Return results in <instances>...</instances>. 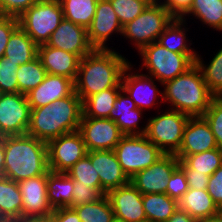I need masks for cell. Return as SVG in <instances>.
Masks as SVG:
<instances>
[{
  "label": "cell",
  "instance_id": "cell-1",
  "mask_svg": "<svg viewBox=\"0 0 222 222\" xmlns=\"http://www.w3.org/2000/svg\"><path fill=\"white\" fill-rule=\"evenodd\" d=\"M114 49H95L80 59L75 93L84 101L108 88H122L121 80L128 59Z\"/></svg>",
  "mask_w": 222,
  "mask_h": 222
},
{
  "label": "cell",
  "instance_id": "cell-2",
  "mask_svg": "<svg viewBox=\"0 0 222 222\" xmlns=\"http://www.w3.org/2000/svg\"><path fill=\"white\" fill-rule=\"evenodd\" d=\"M83 116V101L74 92L50 105L31 109L26 134L48 143L61 135L79 130Z\"/></svg>",
  "mask_w": 222,
  "mask_h": 222
},
{
  "label": "cell",
  "instance_id": "cell-3",
  "mask_svg": "<svg viewBox=\"0 0 222 222\" xmlns=\"http://www.w3.org/2000/svg\"><path fill=\"white\" fill-rule=\"evenodd\" d=\"M5 177L15 182L46 175L48 166L47 143L28 134L4 136Z\"/></svg>",
  "mask_w": 222,
  "mask_h": 222
},
{
  "label": "cell",
  "instance_id": "cell-4",
  "mask_svg": "<svg viewBox=\"0 0 222 222\" xmlns=\"http://www.w3.org/2000/svg\"><path fill=\"white\" fill-rule=\"evenodd\" d=\"M162 85V102H169L170 110L190 117L203 116L215 97L196 63L183 74Z\"/></svg>",
  "mask_w": 222,
  "mask_h": 222
},
{
  "label": "cell",
  "instance_id": "cell-5",
  "mask_svg": "<svg viewBox=\"0 0 222 222\" xmlns=\"http://www.w3.org/2000/svg\"><path fill=\"white\" fill-rule=\"evenodd\" d=\"M142 69H147L152 76L163 83L176 78L191 68L196 61L197 55H185L169 51L157 41L145 46L140 52Z\"/></svg>",
  "mask_w": 222,
  "mask_h": 222
},
{
  "label": "cell",
  "instance_id": "cell-6",
  "mask_svg": "<svg viewBox=\"0 0 222 222\" xmlns=\"http://www.w3.org/2000/svg\"><path fill=\"white\" fill-rule=\"evenodd\" d=\"M160 1L150 3L139 16L123 26L122 36L126 40L128 38L138 52L158 41L159 36L174 19Z\"/></svg>",
  "mask_w": 222,
  "mask_h": 222
},
{
  "label": "cell",
  "instance_id": "cell-7",
  "mask_svg": "<svg viewBox=\"0 0 222 222\" xmlns=\"http://www.w3.org/2000/svg\"><path fill=\"white\" fill-rule=\"evenodd\" d=\"M64 19L59 0H39L19 17V26L39 46L46 44Z\"/></svg>",
  "mask_w": 222,
  "mask_h": 222
},
{
  "label": "cell",
  "instance_id": "cell-8",
  "mask_svg": "<svg viewBox=\"0 0 222 222\" xmlns=\"http://www.w3.org/2000/svg\"><path fill=\"white\" fill-rule=\"evenodd\" d=\"M114 152L129 179L153 165L164 155L144 134L124 135L114 148Z\"/></svg>",
  "mask_w": 222,
  "mask_h": 222
},
{
  "label": "cell",
  "instance_id": "cell-9",
  "mask_svg": "<svg viewBox=\"0 0 222 222\" xmlns=\"http://www.w3.org/2000/svg\"><path fill=\"white\" fill-rule=\"evenodd\" d=\"M161 113V114H160ZM147 119L144 135L164 154H176L181 146L183 131L189 115L170 110Z\"/></svg>",
  "mask_w": 222,
  "mask_h": 222
},
{
  "label": "cell",
  "instance_id": "cell-10",
  "mask_svg": "<svg viewBox=\"0 0 222 222\" xmlns=\"http://www.w3.org/2000/svg\"><path fill=\"white\" fill-rule=\"evenodd\" d=\"M87 148L79 131L61 135L47 143L48 166L53 172L65 173L87 155Z\"/></svg>",
  "mask_w": 222,
  "mask_h": 222
},
{
  "label": "cell",
  "instance_id": "cell-11",
  "mask_svg": "<svg viewBox=\"0 0 222 222\" xmlns=\"http://www.w3.org/2000/svg\"><path fill=\"white\" fill-rule=\"evenodd\" d=\"M30 113L31 108L26 95L0 93V138L26 134Z\"/></svg>",
  "mask_w": 222,
  "mask_h": 222
},
{
  "label": "cell",
  "instance_id": "cell-12",
  "mask_svg": "<svg viewBox=\"0 0 222 222\" xmlns=\"http://www.w3.org/2000/svg\"><path fill=\"white\" fill-rule=\"evenodd\" d=\"M22 195V220L46 221L54 211L47 197V174L18 182Z\"/></svg>",
  "mask_w": 222,
  "mask_h": 222
},
{
  "label": "cell",
  "instance_id": "cell-13",
  "mask_svg": "<svg viewBox=\"0 0 222 222\" xmlns=\"http://www.w3.org/2000/svg\"><path fill=\"white\" fill-rule=\"evenodd\" d=\"M78 131L88 151L114 150L124 136L109 118L82 117Z\"/></svg>",
  "mask_w": 222,
  "mask_h": 222
},
{
  "label": "cell",
  "instance_id": "cell-14",
  "mask_svg": "<svg viewBox=\"0 0 222 222\" xmlns=\"http://www.w3.org/2000/svg\"><path fill=\"white\" fill-rule=\"evenodd\" d=\"M179 166V159L174 154H164L153 165L130 178L131 184L143 195L166 193L168 179Z\"/></svg>",
  "mask_w": 222,
  "mask_h": 222
},
{
  "label": "cell",
  "instance_id": "cell-15",
  "mask_svg": "<svg viewBox=\"0 0 222 222\" xmlns=\"http://www.w3.org/2000/svg\"><path fill=\"white\" fill-rule=\"evenodd\" d=\"M132 67L131 63H129L123 72L121 80L122 89L133 100L137 108L145 111V108L149 109L155 106L158 109L159 101L157 98L160 97V102L163 103V92L158 90L154 82L156 80L152 76L143 73H132Z\"/></svg>",
  "mask_w": 222,
  "mask_h": 222
},
{
  "label": "cell",
  "instance_id": "cell-16",
  "mask_svg": "<svg viewBox=\"0 0 222 222\" xmlns=\"http://www.w3.org/2000/svg\"><path fill=\"white\" fill-rule=\"evenodd\" d=\"M106 195L111 203L116 221L142 222L147 220L143 208V194L131 182L110 190Z\"/></svg>",
  "mask_w": 222,
  "mask_h": 222
},
{
  "label": "cell",
  "instance_id": "cell-17",
  "mask_svg": "<svg viewBox=\"0 0 222 222\" xmlns=\"http://www.w3.org/2000/svg\"><path fill=\"white\" fill-rule=\"evenodd\" d=\"M123 27L109 0H98L95 16L87 28L88 38L94 49H110L107 41L114 33L122 35Z\"/></svg>",
  "mask_w": 222,
  "mask_h": 222
},
{
  "label": "cell",
  "instance_id": "cell-18",
  "mask_svg": "<svg viewBox=\"0 0 222 222\" xmlns=\"http://www.w3.org/2000/svg\"><path fill=\"white\" fill-rule=\"evenodd\" d=\"M218 148L209 123L203 116L189 117L184 131L181 146L175 154L179 160L187 155L201 153Z\"/></svg>",
  "mask_w": 222,
  "mask_h": 222
},
{
  "label": "cell",
  "instance_id": "cell-19",
  "mask_svg": "<svg viewBox=\"0 0 222 222\" xmlns=\"http://www.w3.org/2000/svg\"><path fill=\"white\" fill-rule=\"evenodd\" d=\"M46 44L76 54L80 59L95 50L89 41L87 29L66 19L61 21Z\"/></svg>",
  "mask_w": 222,
  "mask_h": 222
},
{
  "label": "cell",
  "instance_id": "cell-20",
  "mask_svg": "<svg viewBox=\"0 0 222 222\" xmlns=\"http://www.w3.org/2000/svg\"><path fill=\"white\" fill-rule=\"evenodd\" d=\"M87 156L99 174L104 195L110 190L130 182V179L122 170L114 150L88 151Z\"/></svg>",
  "mask_w": 222,
  "mask_h": 222
},
{
  "label": "cell",
  "instance_id": "cell-21",
  "mask_svg": "<svg viewBox=\"0 0 222 222\" xmlns=\"http://www.w3.org/2000/svg\"><path fill=\"white\" fill-rule=\"evenodd\" d=\"M75 92L72 79L64 76L47 74L43 82L26 94L31 109L50 105L58 99L65 98Z\"/></svg>",
  "mask_w": 222,
  "mask_h": 222
},
{
  "label": "cell",
  "instance_id": "cell-22",
  "mask_svg": "<svg viewBox=\"0 0 222 222\" xmlns=\"http://www.w3.org/2000/svg\"><path fill=\"white\" fill-rule=\"evenodd\" d=\"M38 57L47 74L64 76L75 82L80 62L76 54L42 44L38 46Z\"/></svg>",
  "mask_w": 222,
  "mask_h": 222
},
{
  "label": "cell",
  "instance_id": "cell-23",
  "mask_svg": "<svg viewBox=\"0 0 222 222\" xmlns=\"http://www.w3.org/2000/svg\"><path fill=\"white\" fill-rule=\"evenodd\" d=\"M143 110L136 107L133 100L122 89L115 100L113 109L110 111L109 119L114 121L124 135H142L145 127L140 128Z\"/></svg>",
  "mask_w": 222,
  "mask_h": 222
},
{
  "label": "cell",
  "instance_id": "cell-24",
  "mask_svg": "<svg viewBox=\"0 0 222 222\" xmlns=\"http://www.w3.org/2000/svg\"><path fill=\"white\" fill-rule=\"evenodd\" d=\"M178 208L186 211L198 222L216 215L218 211V206L214 203L206 189L196 190L189 188L178 200Z\"/></svg>",
  "mask_w": 222,
  "mask_h": 222
},
{
  "label": "cell",
  "instance_id": "cell-25",
  "mask_svg": "<svg viewBox=\"0 0 222 222\" xmlns=\"http://www.w3.org/2000/svg\"><path fill=\"white\" fill-rule=\"evenodd\" d=\"M74 180L66 173L49 171L47 173V197L53 209L71 207Z\"/></svg>",
  "mask_w": 222,
  "mask_h": 222
},
{
  "label": "cell",
  "instance_id": "cell-26",
  "mask_svg": "<svg viewBox=\"0 0 222 222\" xmlns=\"http://www.w3.org/2000/svg\"><path fill=\"white\" fill-rule=\"evenodd\" d=\"M4 57L19 67L38 57V45L19 26L9 38Z\"/></svg>",
  "mask_w": 222,
  "mask_h": 222
},
{
  "label": "cell",
  "instance_id": "cell-27",
  "mask_svg": "<svg viewBox=\"0 0 222 222\" xmlns=\"http://www.w3.org/2000/svg\"><path fill=\"white\" fill-rule=\"evenodd\" d=\"M0 219L22 220V195L18 182L0 178Z\"/></svg>",
  "mask_w": 222,
  "mask_h": 222
},
{
  "label": "cell",
  "instance_id": "cell-28",
  "mask_svg": "<svg viewBox=\"0 0 222 222\" xmlns=\"http://www.w3.org/2000/svg\"><path fill=\"white\" fill-rule=\"evenodd\" d=\"M185 22L182 19H173L159 36L157 42L175 53L197 55L198 52L190 47L192 43H187L189 39L186 37V33L189 28L184 26Z\"/></svg>",
  "mask_w": 222,
  "mask_h": 222
},
{
  "label": "cell",
  "instance_id": "cell-29",
  "mask_svg": "<svg viewBox=\"0 0 222 222\" xmlns=\"http://www.w3.org/2000/svg\"><path fill=\"white\" fill-rule=\"evenodd\" d=\"M143 208L150 222H166L178 209V201L166 193L143 195Z\"/></svg>",
  "mask_w": 222,
  "mask_h": 222
},
{
  "label": "cell",
  "instance_id": "cell-30",
  "mask_svg": "<svg viewBox=\"0 0 222 222\" xmlns=\"http://www.w3.org/2000/svg\"><path fill=\"white\" fill-rule=\"evenodd\" d=\"M222 165V150L219 148L187 155L179 160V167L184 172L205 173L209 177Z\"/></svg>",
  "mask_w": 222,
  "mask_h": 222
},
{
  "label": "cell",
  "instance_id": "cell-31",
  "mask_svg": "<svg viewBox=\"0 0 222 222\" xmlns=\"http://www.w3.org/2000/svg\"><path fill=\"white\" fill-rule=\"evenodd\" d=\"M122 88H108L87 97L83 101V116L92 118H109L117 95Z\"/></svg>",
  "mask_w": 222,
  "mask_h": 222
},
{
  "label": "cell",
  "instance_id": "cell-32",
  "mask_svg": "<svg viewBox=\"0 0 222 222\" xmlns=\"http://www.w3.org/2000/svg\"><path fill=\"white\" fill-rule=\"evenodd\" d=\"M62 6L64 19L83 26L86 29L91 25L95 16L98 0H59Z\"/></svg>",
  "mask_w": 222,
  "mask_h": 222
},
{
  "label": "cell",
  "instance_id": "cell-33",
  "mask_svg": "<svg viewBox=\"0 0 222 222\" xmlns=\"http://www.w3.org/2000/svg\"><path fill=\"white\" fill-rule=\"evenodd\" d=\"M191 14L209 28L222 31V0H193L185 16Z\"/></svg>",
  "mask_w": 222,
  "mask_h": 222
},
{
  "label": "cell",
  "instance_id": "cell-34",
  "mask_svg": "<svg viewBox=\"0 0 222 222\" xmlns=\"http://www.w3.org/2000/svg\"><path fill=\"white\" fill-rule=\"evenodd\" d=\"M47 75L39 57L22 64L17 69L18 93L28 94L39 86Z\"/></svg>",
  "mask_w": 222,
  "mask_h": 222
},
{
  "label": "cell",
  "instance_id": "cell-35",
  "mask_svg": "<svg viewBox=\"0 0 222 222\" xmlns=\"http://www.w3.org/2000/svg\"><path fill=\"white\" fill-rule=\"evenodd\" d=\"M81 222H115L111 203L104 195L100 200L73 207Z\"/></svg>",
  "mask_w": 222,
  "mask_h": 222
},
{
  "label": "cell",
  "instance_id": "cell-36",
  "mask_svg": "<svg viewBox=\"0 0 222 222\" xmlns=\"http://www.w3.org/2000/svg\"><path fill=\"white\" fill-rule=\"evenodd\" d=\"M197 54L196 65L201 70L207 87L215 96H222V48L215 54L209 64L205 65Z\"/></svg>",
  "mask_w": 222,
  "mask_h": 222
},
{
  "label": "cell",
  "instance_id": "cell-37",
  "mask_svg": "<svg viewBox=\"0 0 222 222\" xmlns=\"http://www.w3.org/2000/svg\"><path fill=\"white\" fill-rule=\"evenodd\" d=\"M71 179L80 185H91L102 192L99 174L93 167L90 158L86 155L78 160L70 169L65 172Z\"/></svg>",
  "mask_w": 222,
  "mask_h": 222
},
{
  "label": "cell",
  "instance_id": "cell-38",
  "mask_svg": "<svg viewBox=\"0 0 222 222\" xmlns=\"http://www.w3.org/2000/svg\"><path fill=\"white\" fill-rule=\"evenodd\" d=\"M122 25L133 21L155 0H109Z\"/></svg>",
  "mask_w": 222,
  "mask_h": 222
},
{
  "label": "cell",
  "instance_id": "cell-39",
  "mask_svg": "<svg viewBox=\"0 0 222 222\" xmlns=\"http://www.w3.org/2000/svg\"><path fill=\"white\" fill-rule=\"evenodd\" d=\"M203 117L209 123L217 147L222 150V96H215Z\"/></svg>",
  "mask_w": 222,
  "mask_h": 222
},
{
  "label": "cell",
  "instance_id": "cell-40",
  "mask_svg": "<svg viewBox=\"0 0 222 222\" xmlns=\"http://www.w3.org/2000/svg\"><path fill=\"white\" fill-rule=\"evenodd\" d=\"M17 69L9 58H0V93H18Z\"/></svg>",
  "mask_w": 222,
  "mask_h": 222
},
{
  "label": "cell",
  "instance_id": "cell-41",
  "mask_svg": "<svg viewBox=\"0 0 222 222\" xmlns=\"http://www.w3.org/2000/svg\"><path fill=\"white\" fill-rule=\"evenodd\" d=\"M104 194L91 185H80L74 181L72 208L86 203H93L100 200Z\"/></svg>",
  "mask_w": 222,
  "mask_h": 222
},
{
  "label": "cell",
  "instance_id": "cell-42",
  "mask_svg": "<svg viewBox=\"0 0 222 222\" xmlns=\"http://www.w3.org/2000/svg\"><path fill=\"white\" fill-rule=\"evenodd\" d=\"M188 190L186 175L178 166L168 179L166 194L178 201Z\"/></svg>",
  "mask_w": 222,
  "mask_h": 222
},
{
  "label": "cell",
  "instance_id": "cell-43",
  "mask_svg": "<svg viewBox=\"0 0 222 222\" xmlns=\"http://www.w3.org/2000/svg\"><path fill=\"white\" fill-rule=\"evenodd\" d=\"M39 0H0V16L19 17Z\"/></svg>",
  "mask_w": 222,
  "mask_h": 222
},
{
  "label": "cell",
  "instance_id": "cell-44",
  "mask_svg": "<svg viewBox=\"0 0 222 222\" xmlns=\"http://www.w3.org/2000/svg\"><path fill=\"white\" fill-rule=\"evenodd\" d=\"M19 27L18 17L0 16V58L4 56L11 34Z\"/></svg>",
  "mask_w": 222,
  "mask_h": 222
},
{
  "label": "cell",
  "instance_id": "cell-45",
  "mask_svg": "<svg viewBox=\"0 0 222 222\" xmlns=\"http://www.w3.org/2000/svg\"><path fill=\"white\" fill-rule=\"evenodd\" d=\"M163 1L160 3L174 19H182L186 21L185 15L189 12L193 0H163Z\"/></svg>",
  "mask_w": 222,
  "mask_h": 222
},
{
  "label": "cell",
  "instance_id": "cell-46",
  "mask_svg": "<svg viewBox=\"0 0 222 222\" xmlns=\"http://www.w3.org/2000/svg\"><path fill=\"white\" fill-rule=\"evenodd\" d=\"M207 192L218 207H222V165L209 177Z\"/></svg>",
  "mask_w": 222,
  "mask_h": 222
},
{
  "label": "cell",
  "instance_id": "cell-47",
  "mask_svg": "<svg viewBox=\"0 0 222 222\" xmlns=\"http://www.w3.org/2000/svg\"><path fill=\"white\" fill-rule=\"evenodd\" d=\"M48 222H81L74 208L63 207L54 209Z\"/></svg>",
  "mask_w": 222,
  "mask_h": 222
},
{
  "label": "cell",
  "instance_id": "cell-48",
  "mask_svg": "<svg viewBox=\"0 0 222 222\" xmlns=\"http://www.w3.org/2000/svg\"><path fill=\"white\" fill-rule=\"evenodd\" d=\"M189 188L202 190L207 189L209 176L200 172H184Z\"/></svg>",
  "mask_w": 222,
  "mask_h": 222
},
{
  "label": "cell",
  "instance_id": "cell-49",
  "mask_svg": "<svg viewBox=\"0 0 222 222\" xmlns=\"http://www.w3.org/2000/svg\"><path fill=\"white\" fill-rule=\"evenodd\" d=\"M166 222H198L192 218L186 211L177 209Z\"/></svg>",
  "mask_w": 222,
  "mask_h": 222
},
{
  "label": "cell",
  "instance_id": "cell-50",
  "mask_svg": "<svg viewBox=\"0 0 222 222\" xmlns=\"http://www.w3.org/2000/svg\"><path fill=\"white\" fill-rule=\"evenodd\" d=\"M5 153L4 144L0 141V178L5 177Z\"/></svg>",
  "mask_w": 222,
  "mask_h": 222
},
{
  "label": "cell",
  "instance_id": "cell-51",
  "mask_svg": "<svg viewBox=\"0 0 222 222\" xmlns=\"http://www.w3.org/2000/svg\"><path fill=\"white\" fill-rule=\"evenodd\" d=\"M199 222H222L219 216L216 214L214 216H210L208 218L202 219Z\"/></svg>",
  "mask_w": 222,
  "mask_h": 222
},
{
  "label": "cell",
  "instance_id": "cell-52",
  "mask_svg": "<svg viewBox=\"0 0 222 222\" xmlns=\"http://www.w3.org/2000/svg\"><path fill=\"white\" fill-rule=\"evenodd\" d=\"M217 215L219 216V218L222 221V207H218Z\"/></svg>",
  "mask_w": 222,
  "mask_h": 222
},
{
  "label": "cell",
  "instance_id": "cell-53",
  "mask_svg": "<svg viewBox=\"0 0 222 222\" xmlns=\"http://www.w3.org/2000/svg\"><path fill=\"white\" fill-rule=\"evenodd\" d=\"M15 222H48V220H46V221L19 220V221H15Z\"/></svg>",
  "mask_w": 222,
  "mask_h": 222
},
{
  "label": "cell",
  "instance_id": "cell-54",
  "mask_svg": "<svg viewBox=\"0 0 222 222\" xmlns=\"http://www.w3.org/2000/svg\"><path fill=\"white\" fill-rule=\"evenodd\" d=\"M0 222H15V221H12V220H9V219H0Z\"/></svg>",
  "mask_w": 222,
  "mask_h": 222
}]
</instances>
